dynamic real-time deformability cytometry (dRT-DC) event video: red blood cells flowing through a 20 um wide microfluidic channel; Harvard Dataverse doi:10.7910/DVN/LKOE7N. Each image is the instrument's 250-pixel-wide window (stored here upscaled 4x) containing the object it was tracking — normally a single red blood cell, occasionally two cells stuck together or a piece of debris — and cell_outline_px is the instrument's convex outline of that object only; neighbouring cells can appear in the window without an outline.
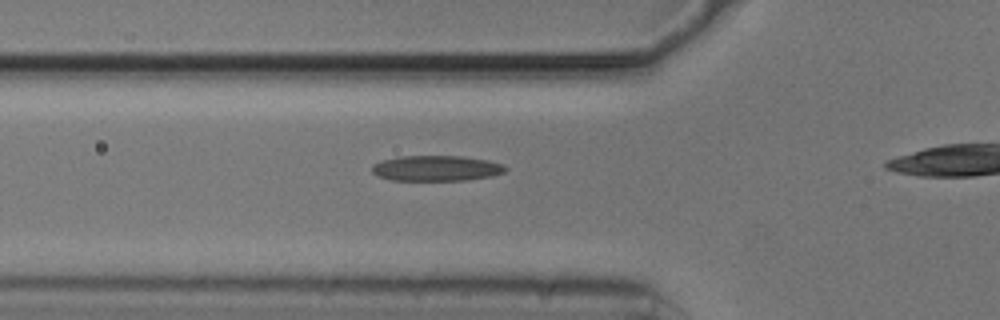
{"species": "common noctule bat (a hibernating species)", "species_latin": "Nyctalus noctula", "temperature_condition": "cold", "stored_images_in_passage": 28, "camera_frame_rate_fps": 3000, "um_per_image_px": 0.085, "animal": {"sex": "male", "body_mass_g": 20.5, "forearm_length_mm": 52.5}, "frame": {"image": 1, "passage_image": 2, "time_ms": 0.333, "image_size_px": [1000, 320], "cell_outline_px": [[508, 168], [504, 172], [492, 176], [464, 180], [392, 180], [380, 176], [372, 172], [372, 164], [380, 160], [396, 156], [460, 156], [488, 160], [504, 164]], "centroid_in_image_um": [37.08, 14.29], "position_along_channel_um": 88.7, "area_um2": 19.88}}
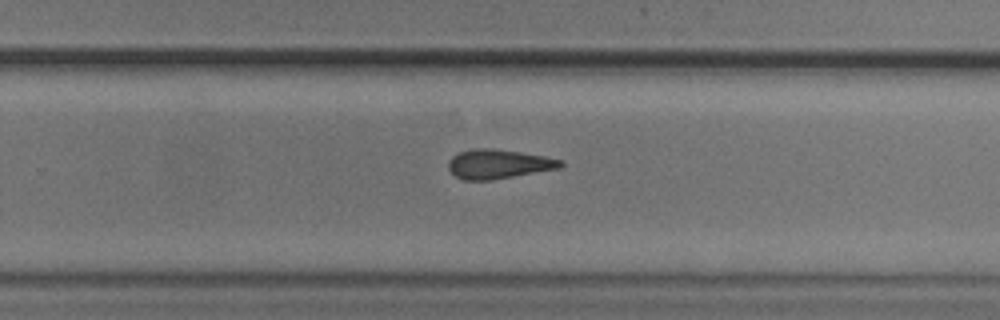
{"frame": {"image": 2, "passage_image": 18, "time_ms": 5.667, "image_size_px": [1000, 320], "cell_outline_px": [[564, 164], [560, 168], [492, 180], [464, 180], [456, 176], [448, 168], [448, 160], [452, 156], [460, 152], [472, 148], [492, 148], [520, 152], [544, 156], [564, 160]], "centroid_in_image_um": [42.37, 13.94], "position_along_channel_um": 287.4, "area_um2": 19.19}}
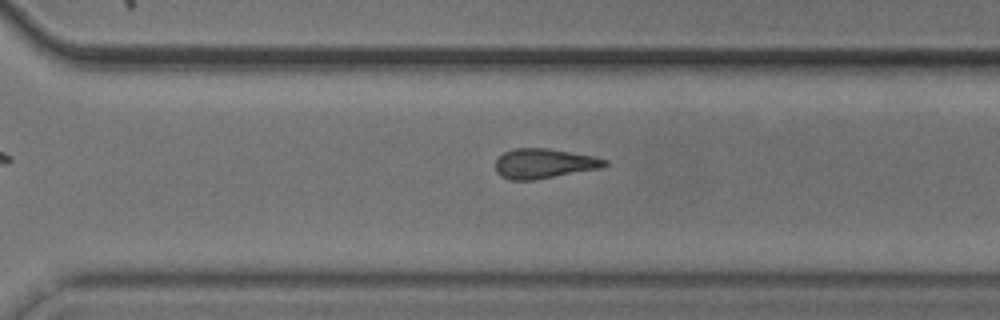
{"frame": {"image": 3, "passage_image": 21, "time_ms": 6.667, "image_size_px": [1000, 320], "cell_outline_px": [[608, 164], [600, 168], [532, 180], [508, 180], [500, 176], [496, 172], [496, 160], [504, 152], [512, 148], [548, 148], [596, 156], [608, 160]], "centroid_in_image_um": [46.23, 13.89], "position_along_channel_um": 324.4, "area_um2": 19.02}}